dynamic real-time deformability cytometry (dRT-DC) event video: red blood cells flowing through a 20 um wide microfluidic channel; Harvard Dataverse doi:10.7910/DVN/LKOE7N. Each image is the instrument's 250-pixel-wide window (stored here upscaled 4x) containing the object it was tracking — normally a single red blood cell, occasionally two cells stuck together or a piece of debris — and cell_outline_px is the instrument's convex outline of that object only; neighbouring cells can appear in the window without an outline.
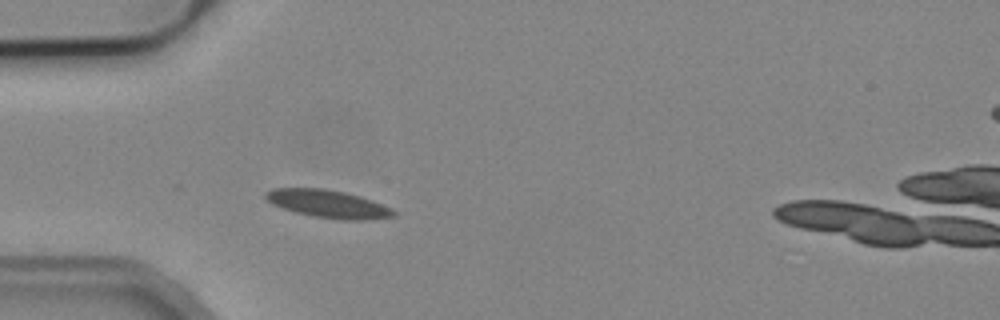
{"species": "common noctule bat (a hibernating species)", "species_latin": "Nyctalus noctula", "temperature_condition": "cold", "stored_images_in_passage": 3, "camera_frame_rate_fps": 3000, "um_per_image_px": 0.085, "animal": {"sex": "male", "body_mass_g": 19.2, "forearm_length_mm": 51.8}, "frame": {"image": 1, "passage_image": 3, "time_ms": 3.333, "image_size_px": [1000, 320], "cell_outline_px": [[396, 216], [368, 220], [340, 220], [312, 216], [296, 212], [272, 204], [264, 196], [264, 192], [272, 188], [324, 188], [344, 192], [360, 196], [372, 200], [392, 208], [396, 212]], "centroid_in_image_um": [27.91, 17.33], "position_along_channel_um": 57.1, "area_um2": 20.87}}